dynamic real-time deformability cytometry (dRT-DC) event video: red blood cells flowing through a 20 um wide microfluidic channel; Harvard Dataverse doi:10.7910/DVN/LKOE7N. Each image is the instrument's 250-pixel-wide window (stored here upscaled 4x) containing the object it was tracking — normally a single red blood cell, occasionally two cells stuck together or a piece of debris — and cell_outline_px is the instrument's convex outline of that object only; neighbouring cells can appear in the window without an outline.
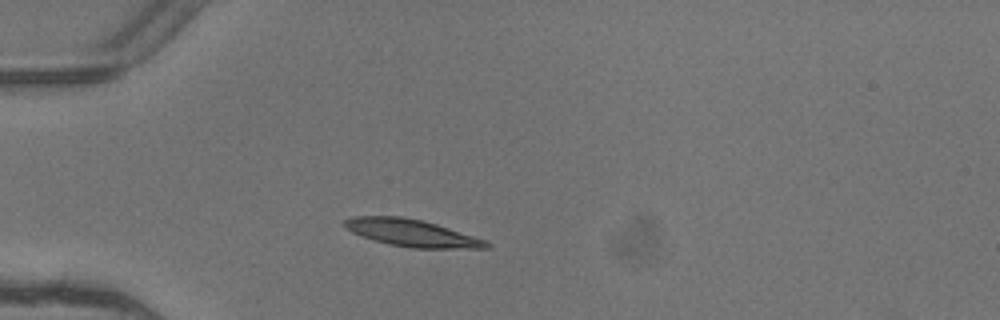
{"species": "common noctule bat (a hibernating species)", "species_latin": "Nyctalus noctula", "temperature_condition": "warm", "stored_images_in_passage": 2, "camera_frame_rate_fps": 3000, "um_per_image_px": 0.085, "animal": {"sex": "female"}, "frame": {"image": 1, "passage_image": 2, "time_ms": 0.333, "image_size_px": [1000, 320], "cell_outline_px": [[492, 244], [488, 248], [412, 248], [388, 244], [372, 240], [360, 236], [344, 228], [344, 220], [352, 216], [400, 216], [420, 220], [436, 224], [484, 240]], "centroid_in_image_um": [34.92, 19.8], "position_along_channel_um": 50.1, "area_um2": 22.25}}